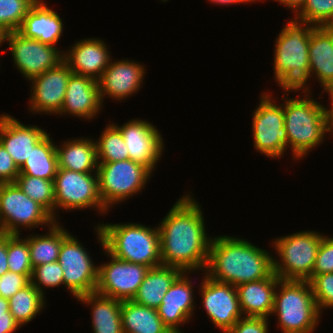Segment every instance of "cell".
Masks as SVG:
<instances>
[{
	"label": "cell",
	"instance_id": "27",
	"mask_svg": "<svg viewBox=\"0 0 333 333\" xmlns=\"http://www.w3.org/2000/svg\"><path fill=\"white\" fill-rule=\"evenodd\" d=\"M91 306V320L94 333H123L121 320V301L96 292L77 298Z\"/></svg>",
	"mask_w": 333,
	"mask_h": 333
},
{
	"label": "cell",
	"instance_id": "22",
	"mask_svg": "<svg viewBox=\"0 0 333 333\" xmlns=\"http://www.w3.org/2000/svg\"><path fill=\"white\" fill-rule=\"evenodd\" d=\"M103 106L97 81L88 76L72 73L58 115L71 114L76 118L90 120L98 115Z\"/></svg>",
	"mask_w": 333,
	"mask_h": 333
},
{
	"label": "cell",
	"instance_id": "51",
	"mask_svg": "<svg viewBox=\"0 0 333 333\" xmlns=\"http://www.w3.org/2000/svg\"><path fill=\"white\" fill-rule=\"evenodd\" d=\"M4 234V229L2 227V222L0 220V235Z\"/></svg>",
	"mask_w": 333,
	"mask_h": 333
},
{
	"label": "cell",
	"instance_id": "10",
	"mask_svg": "<svg viewBox=\"0 0 333 333\" xmlns=\"http://www.w3.org/2000/svg\"><path fill=\"white\" fill-rule=\"evenodd\" d=\"M0 220L6 234H20V226L34 229L44 225L50 227L55 222L54 218L40 204L29 198L16 183L0 184Z\"/></svg>",
	"mask_w": 333,
	"mask_h": 333
},
{
	"label": "cell",
	"instance_id": "14",
	"mask_svg": "<svg viewBox=\"0 0 333 333\" xmlns=\"http://www.w3.org/2000/svg\"><path fill=\"white\" fill-rule=\"evenodd\" d=\"M6 43L17 70L29 81L63 61V50L26 38L18 31L9 32Z\"/></svg>",
	"mask_w": 333,
	"mask_h": 333
},
{
	"label": "cell",
	"instance_id": "50",
	"mask_svg": "<svg viewBox=\"0 0 333 333\" xmlns=\"http://www.w3.org/2000/svg\"><path fill=\"white\" fill-rule=\"evenodd\" d=\"M8 33L9 31L0 25V47L5 41H7Z\"/></svg>",
	"mask_w": 333,
	"mask_h": 333
},
{
	"label": "cell",
	"instance_id": "31",
	"mask_svg": "<svg viewBox=\"0 0 333 333\" xmlns=\"http://www.w3.org/2000/svg\"><path fill=\"white\" fill-rule=\"evenodd\" d=\"M47 134L33 149L19 175H29L45 180H54L58 170L56 144Z\"/></svg>",
	"mask_w": 333,
	"mask_h": 333
},
{
	"label": "cell",
	"instance_id": "48",
	"mask_svg": "<svg viewBox=\"0 0 333 333\" xmlns=\"http://www.w3.org/2000/svg\"><path fill=\"white\" fill-rule=\"evenodd\" d=\"M322 92H327L330 97L331 107L329 109L325 108V110H326V113L328 114V116L330 118H332L333 117V82H331L326 88H324Z\"/></svg>",
	"mask_w": 333,
	"mask_h": 333
},
{
	"label": "cell",
	"instance_id": "16",
	"mask_svg": "<svg viewBox=\"0 0 333 333\" xmlns=\"http://www.w3.org/2000/svg\"><path fill=\"white\" fill-rule=\"evenodd\" d=\"M113 124L122 134L129 159L143 164L151 172L155 171L164 151L162 135L155 125L140 119H131L122 126Z\"/></svg>",
	"mask_w": 333,
	"mask_h": 333
},
{
	"label": "cell",
	"instance_id": "39",
	"mask_svg": "<svg viewBox=\"0 0 333 333\" xmlns=\"http://www.w3.org/2000/svg\"><path fill=\"white\" fill-rule=\"evenodd\" d=\"M309 282L320 313L333 309V273L315 275Z\"/></svg>",
	"mask_w": 333,
	"mask_h": 333
},
{
	"label": "cell",
	"instance_id": "40",
	"mask_svg": "<svg viewBox=\"0 0 333 333\" xmlns=\"http://www.w3.org/2000/svg\"><path fill=\"white\" fill-rule=\"evenodd\" d=\"M333 273V237L323 236L310 280L315 275Z\"/></svg>",
	"mask_w": 333,
	"mask_h": 333
},
{
	"label": "cell",
	"instance_id": "34",
	"mask_svg": "<svg viewBox=\"0 0 333 333\" xmlns=\"http://www.w3.org/2000/svg\"><path fill=\"white\" fill-rule=\"evenodd\" d=\"M95 143L98 162H117L129 159L122 134L113 123L107 125Z\"/></svg>",
	"mask_w": 333,
	"mask_h": 333
},
{
	"label": "cell",
	"instance_id": "13",
	"mask_svg": "<svg viewBox=\"0 0 333 333\" xmlns=\"http://www.w3.org/2000/svg\"><path fill=\"white\" fill-rule=\"evenodd\" d=\"M71 233L62 241L58 262L63 270L64 286L77 299L96 291L98 266L86 248Z\"/></svg>",
	"mask_w": 333,
	"mask_h": 333
},
{
	"label": "cell",
	"instance_id": "7",
	"mask_svg": "<svg viewBox=\"0 0 333 333\" xmlns=\"http://www.w3.org/2000/svg\"><path fill=\"white\" fill-rule=\"evenodd\" d=\"M323 234L300 231L275 238L273 248L279 257H273V272L281 280L310 281Z\"/></svg>",
	"mask_w": 333,
	"mask_h": 333
},
{
	"label": "cell",
	"instance_id": "20",
	"mask_svg": "<svg viewBox=\"0 0 333 333\" xmlns=\"http://www.w3.org/2000/svg\"><path fill=\"white\" fill-rule=\"evenodd\" d=\"M37 125H25L12 115H0V144L20 168L30 156L32 149L47 135Z\"/></svg>",
	"mask_w": 333,
	"mask_h": 333
},
{
	"label": "cell",
	"instance_id": "36",
	"mask_svg": "<svg viewBox=\"0 0 333 333\" xmlns=\"http://www.w3.org/2000/svg\"><path fill=\"white\" fill-rule=\"evenodd\" d=\"M294 18L315 27L333 26V0H306Z\"/></svg>",
	"mask_w": 333,
	"mask_h": 333
},
{
	"label": "cell",
	"instance_id": "23",
	"mask_svg": "<svg viewBox=\"0 0 333 333\" xmlns=\"http://www.w3.org/2000/svg\"><path fill=\"white\" fill-rule=\"evenodd\" d=\"M46 2L37 0L23 19L18 32L26 37L39 40L43 44L56 47L63 33L61 17Z\"/></svg>",
	"mask_w": 333,
	"mask_h": 333
},
{
	"label": "cell",
	"instance_id": "8",
	"mask_svg": "<svg viewBox=\"0 0 333 333\" xmlns=\"http://www.w3.org/2000/svg\"><path fill=\"white\" fill-rule=\"evenodd\" d=\"M152 172L131 159L117 162H98L99 194L109 210L144 189Z\"/></svg>",
	"mask_w": 333,
	"mask_h": 333
},
{
	"label": "cell",
	"instance_id": "24",
	"mask_svg": "<svg viewBox=\"0 0 333 333\" xmlns=\"http://www.w3.org/2000/svg\"><path fill=\"white\" fill-rule=\"evenodd\" d=\"M278 276L272 272L267 278L238 285L239 305L244 317L268 318L272 314Z\"/></svg>",
	"mask_w": 333,
	"mask_h": 333
},
{
	"label": "cell",
	"instance_id": "2",
	"mask_svg": "<svg viewBox=\"0 0 333 333\" xmlns=\"http://www.w3.org/2000/svg\"><path fill=\"white\" fill-rule=\"evenodd\" d=\"M205 274L235 287L267 278L273 272V255L239 237H212Z\"/></svg>",
	"mask_w": 333,
	"mask_h": 333
},
{
	"label": "cell",
	"instance_id": "37",
	"mask_svg": "<svg viewBox=\"0 0 333 333\" xmlns=\"http://www.w3.org/2000/svg\"><path fill=\"white\" fill-rule=\"evenodd\" d=\"M37 0H0V25L9 32L18 31L23 19Z\"/></svg>",
	"mask_w": 333,
	"mask_h": 333
},
{
	"label": "cell",
	"instance_id": "52",
	"mask_svg": "<svg viewBox=\"0 0 333 333\" xmlns=\"http://www.w3.org/2000/svg\"><path fill=\"white\" fill-rule=\"evenodd\" d=\"M331 132L333 133V117L331 118Z\"/></svg>",
	"mask_w": 333,
	"mask_h": 333
},
{
	"label": "cell",
	"instance_id": "43",
	"mask_svg": "<svg viewBox=\"0 0 333 333\" xmlns=\"http://www.w3.org/2000/svg\"><path fill=\"white\" fill-rule=\"evenodd\" d=\"M20 174L11 155L0 144V184L15 183Z\"/></svg>",
	"mask_w": 333,
	"mask_h": 333
},
{
	"label": "cell",
	"instance_id": "46",
	"mask_svg": "<svg viewBox=\"0 0 333 333\" xmlns=\"http://www.w3.org/2000/svg\"><path fill=\"white\" fill-rule=\"evenodd\" d=\"M276 1L279 2L281 5H284L285 7L290 8V10L292 9V12L294 11V13L296 14L304 5L306 0H275V2Z\"/></svg>",
	"mask_w": 333,
	"mask_h": 333
},
{
	"label": "cell",
	"instance_id": "5",
	"mask_svg": "<svg viewBox=\"0 0 333 333\" xmlns=\"http://www.w3.org/2000/svg\"><path fill=\"white\" fill-rule=\"evenodd\" d=\"M104 249L113 257L150 268L162 265L160 232L137 223H98Z\"/></svg>",
	"mask_w": 333,
	"mask_h": 333
},
{
	"label": "cell",
	"instance_id": "1",
	"mask_svg": "<svg viewBox=\"0 0 333 333\" xmlns=\"http://www.w3.org/2000/svg\"><path fill=\"white\" fill-rule=\"evenodd\" d=\"M191 195H183L158 225L162 265L191 274L207 267L212 237L205 230L204 216ZM198 269V270H197Z\"/></svg>",
	"mask_w": 333,
	"mask_h": 333
},
{
	"label": "cell",
	"instance_id": "18",
	"mask_svg": "<svg viewBox=\"0 0 333 333\" xmlns=\"http://www.w3.org/2000/svg\"><path fill=\"white\" fill-rule=\"evenodd\" d=\"M145 67L142 63L123 59L112 61L97 80L102 103L105 97L122 101L137 93L143 85Z\"/></svg>",
	"mask_w": 333,
	"mask_h": 333
},
{
	"label": "cell",
	"instance_id": "35",
	"mask_svg": "<svg viewBox=\"0 0 333 333\" xmlns=\"http://www.w3.org/2000/svg\"><path fill=\"white\" fill-rule=\"evenodd\" d=\"M21 234H7V261L9 271L18 274H32L28 242ZM21 237V238H20Z\"/></svg>",
	"mask_w": 333,
	"mask_h": 333
},
{
	"label": "cell",
	"instance_id": "9",
	"mask_svg": "<svg viewBox=\"0 0 333 333\" xmlns=\"http://www.w3.org/2000/svg\"><path fill=\"white\" fill-rule=\"evenodd\" d=\"M270 94L262 93L258 107L252 113L253 144L260 154L280 159L287 152L284 103L277 105Z\"/></svg>",
	"mask_w": 333,
	"mask_h": 333
},
{
	"label": "cell",
	"instance_id": "21",
	"mask_svg": "<svg viewBox=\"0 0 333 333\" xmlns=\"http://www.w3.org/2000/svg\"><path fill=\"white\" fill-rule=\"evenodd\" d=\"M111 60L107 44L98 38H85L75 42L63 52V61L71 71L88 76L96 81L101 77Z\"/></svg>",
	"mask_w": 333,
	"mask_h": 333
},
{
	"label": "cell",
	"instance_id": "11",
	"mask_svg": "<svg viewBox=\"0 0 333 333\" xmlns=\"http://www.w3.org/2000/svg\"><path fill=\"white\" fill-rule=\"evenodd\" d=\"M95 231L98 243L110 259V262L98 266V283L95 292L119 301L132 300L150 267L113 257L104 249L102 232L98 224Z\"/></svg>",
	"mask_w": 333,
	"mask_h": 333
},
{
	"label": "cell",
	"instance_id": "28",
	"mask_svg": "<svg viewBox=\"0 0 333 333\" xmlns=\"http://www.w3.org/2000/svg\"><path fill=\"white\" fill-rule=\"evenodd\" d=\"M182 273L179 268L166 265L150 268L132 300L157 309L168 289Z\"/></svg>",
	"mask_w": 333,
	"mask_h": 333
},
{
	"label": "cell",
	"instance_id": "42",
	"mask_svg": "<svg viewBox=\"0 0 333 333\" xmlns=\"http://www.w3.org/2000/svg\"><path fill=\"white\" fill-rule=\"evenodd\" d=\"M268 318L242 317L226 333H268Z\"/></svg>",
	"mask_w": 333,
	"mask_h": 333
},
{
	"label": "cell",
	"instance_id": "26",
	"mask_svg": "<svg viewBox=\"0 0 333 333\" xmlns=\"http://www.w3.org/2000/svg\"><path fill=\"white\" fill-rule=\"evenodd\" d=\"M56 145L58 168L81 173H97L98 161L95 139L72 138Z\"/></svg>",
	"mask_w": 333,
	"mask_h": 333
},
{
	"label": "cell",
	"instance_id": "25",
	"mask_svg": "<svg viewBox=\"0 0 333 333\" xmlns=\"http://www.w3.org/2000/svg\"><path fill=\"white\" fill-rule=\"evenodd\" d=\"M309 66L310 78L315 76L323 89L333 82V26L313 27L309 40Z\"/></svg>",
	"mask_w": 333,
	"mask_h": 333
},
{
	"label": "cell",
	"instance_id": "30",
	"mask_svg": "<svg viewBox=\"0 0 333 333\" xmlns=\"http://www.w3.org/2000/svg\"><path fill=\"white\" fill-rule=\"evenodd\" d=\"M46 234H30L28 242L32 267L58 261L62 241L70 234L59 221L48 227ZM38 235V236H37Z\"/></svg>",
	"mask_w": 333,
	"mask_h": 333
},
{
	"label": "cell",
	"instance_id": "17",
	"mask_svg": "<svg viewBox=\"0 0 333 333\" xmlns=\"http://www.w3.org/2000/svg\"><path fill=\"white\" fill-rule=\"evenodd\" d=\"M73 72L64 62L32 78L29 108L38 114H59L64 102L66 87Z\"/></svg>",
	"mask_w": 333,
	"mask_h": 333
},
{
	"label": "cell",
	"instance_id": "15",
	"mask_svg": "<svg viewBox=\"0 0 333 333\" xmlns=\"http://www.w3.org/2000/svg\"><path fill=\"white\" fill-rule=\"evenodd\" d=\"M200 286L202 305L212 323L223 333L230 330L242 318L237 288L218 282L206 274Z\"/></svg>",
	"mask_w": 333,
	"mask_h": 333
},
{
	"label": "cell",
	"instance_id": "44",
	"mask_svg": "<svg viewBox=\"0 0 333 333\" xmlns=\"http://www.w3.org/2000/svg\"><path fill=\"white\" fill-rule=\"evenodd\" d=\"M18 328H20V325L10 312L0 315V333H14Z\"/></svg>",
	"mask_w": 333,
	"mask_h": 333
},
{
	"label": "cell",
	"instance_id": "12",
	"mask_svg": "<svg viewBox=\"0 0 333 333\" xmlns=\"http://www.w3.org/2000/svg\"><path fill=\"white\" fill-rule=\"evenodd\" d=\"M55 212L95 208L108 213L99 194L98 174L58 168L54 178Z\"/></svg>",
	"mask_w": 333,
	"mask_h": 333
},
{
	"label": "cell",
	"instance_id": "3",
	"mask_svg": "<svg viewBox=\"0 0 333 333\" xmlns=\"http://www.w3.org/2000/svg\"><path fill=\"white\" fill-rule=\"evenodd\" d=\"M299 89H284V126L287 133V148L292 151L293 159L299 160L319 146L328 132H331V118L326 113V106L314 100L310 91L304 95L289 98V92ZM311 95V96H310ZM286 99V100H285ZM327 132V133H326Z\"/></svg>",
	"mask_w": 333,
	"mask_h": 333
},
{
	"label": "cell",
	"instance_id": "29",
	"mask_svg": "<svg viewBox=\"0 0 333 333\" xmlns=\"http://www.w3.org/2000/svg\"><path fill=\"white\" fill-rule=\"evenodd\" d=\"M123 333H172L162 322L155 308L133 300L121 301Z\"/></svg>",
	"mask_w": 333,
	"mask_h": 333
},
{
	"label": "cell",
	"instance_id": "41",
	"mask_svg": "<svg viewBox=\"0 0 333 333\" xmlns=\"http://www.w3.org/2000/svg\"><path fill=\"white\" fill-rule=\"evenodd\" d=\"M32 274L7 271L0 277V297L9 299L31 282Z\"/></svg>",
	"mask_w": 333,
	"mask_h": 333
},
{
	"label": "cell",
	"instance_id": "47",
	"mask_svg": "<svg viewBox=\"0 0 333 333\" xmlns=\"http://www.w3.org/2000/svg\"><path fill=\"white\" fill-rule=\"evenodd\" d=\"M210 1L211 3H215L216 5L217 4H220V5H228L230 6L231 4H245V3H253L255 1H258V0H208Z\"/></svg>",
	"mask_w": 333,
	"mask_h": 333
},
{
	"label": "cell",
	"instance_id": "6",
	"mask_svg": "<svg viewBox=\"0 0 333 333\" xmlns=\"http://www.w3.org/2000/svg\"><path fill=\"white\" fill-rule=\"evenodd\" d=\"M271 315L278 317L282 333H313L321 313L310 282L280 279Z\"/></svg>",
	"mask_w": 333,
	"mask_h": 333
},
{
	"label": "cell",
	"instance_id": "49",
	"mask_svg": "<svg viewBox=\"0 0 333 333\" xmlns=\"http://www.w3.org/2000/svg\"><path fill=\"white\" fill-rule=\"evenodd\" d=\"M9 311V299L0 297V315H5Z\"/></svg>",
	"mask_w": 333,
	"mask_h": 333
},
{
	"label": "cell",
	"instance_id": "19",
	"mask_svg": "<svg viewBox=\"0 0 333 333\" xmlns=\"http://www.w3.org/2000/svg\"><path fill=\"white\" fill-rule=\"evenodd\" d=\"M188 275L183 272L173 282L157 308L159 317L172 333H183L179 326L191 320L196 307L193 284Z\"/></svg>",
	"mask_w": 333,
	"mask_h": 333
},
{
	"label": "cell",
	"instance_id": "33",
	"mask_svg": "<svg viewBox=\"0 0 333 333\" xmlns=\"http://www.w3.org/2000/svg\"><path fill=\"white\" fill-rule=\"evenodd\" d=\"M32 200L40 204L56 221L54 180L29 175H18L15 182Z\"/></svg>",
	"mask_w": 333,
	"mask_h": 333
},
{
	"label": "cell",
	"instance_id": "4",
	"mask_svg": "<svg viewBox=\"0 0 333 333\" xmlns=\"http://www.w3.org/2000/svg\"><path fill=\"white\" fill-rule=\"evenodd\" d=\"M313 25L291 19L275 40L274 77L281 89L310 91L309 40ZM307 85V86H306Z\"/></svg>",
	"mask_w": 333,
	"mask_h": 333
},
{
	"label": "cell",
	"instance_id": "45",
	"mask_svg": "<svg viewBox=\"0 0 333 333\" xmlns=\"http://www.w3.org/2000/svg\"><path fill=\"white\" fill-rule=\"evenodd\" d=\"M9 271L7 261V234L0 235V277Z\"/></svg>",
	"mask_w": 333,
	"mask_h": 333
},
{
	"label": "cell",
	"instance_id": "32",
	"mask_svg": "<svg viewBox=\"0 0 333 333\" xmlns=\"http://www.w3.org/2000/svg\"><path fill=\"white\" fill-rule=\"evenodd\" d=\"M45 298L31 282L9 298V311L20 327L44 310Z\"/></svg>",
	"mask_w": 333,
	"mask_h": 333
},
{
	"label": "cell",
	"instance_id": "38",
	"mask_svg": "<svg viewBox=\"0 0 333 333\" xmlns=\"http://www.w3.org/2000/svg\"><path fill=\"white\" fill-rule=\"evenodd\" d=\"M31 283L43 295H45L44 288H55L64 285L63 270L61 264L56 261L38 265L33 268Z\"/></svg>",
	"mask_w": 333,
	"mask_h": 333
}]
</instances>
